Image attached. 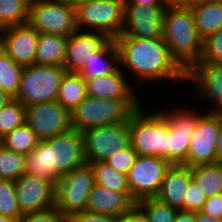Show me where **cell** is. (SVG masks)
<instances>
[{
	"mask_svg": "<svg viewBox=\"0 0 222 222\" xmlns=\"http://www.w3.org/2000/svg\"><path fill=\"white\" fill-rule=\"evenodd\" d=\"M114 41L118 49L119 68L126 75L130 74L129 77L133 75L132 81H137L138 87L147 82L151 86V82H155L159 84L157 86L163 84L164 87L166 81H186V72L171 57L163 38L117 37Z\"/></svg>",
	"mask_w": 222,
	"mask_h": 222,
	"instance_id": "obj_1",
	"label": "cell"
},
{
	"mask_svg": "<svg viewBox=\"0 0 222 222\" xmlns=\"http://www.w3.org/2000/svg\"><path fill=\"white\" fill-rule=\"evenodd\" d=\"M85 163L82 133L71 128L40 141L25 155V174L45 179L56 187L60 177Z\"/></svg>",
	"mask_w": 222,
	"mask_h": 222,
	"instance_id": "obj_2",
	"label": "cell"
},
{
	"mask_svg": "<svg viewBox=\"0 0 222 222\" xmlns=\"http://www.w3.org/2000/svg\"><path fill=\"white\" fill-rule=\"evenodd\" d=\"M163 40L171 57L187 72L202 56L203 40L198 35L188 6L167 7L163 13Z\"/></svg>",
	"mask_w": 222,
	"mask_h": 222,
	"instance_id": "obj_3",
	"label": "cell"
},
{
	"mask_svg": "<svg viewBox=\"0 0 222 222\" xmlns=\"http://www.w3.org/2000/svg\"><path fill=\"white\" fill-rule=\"evenodd\" d=\"M143 103H145L143 100H116L87 96L70 111L71 128L82 133L97 126L128 123L131 114Z\"/></svg>",
	"mask_w": 222,
	"mask_h": 222,
	"instance_id": "obj_4",
	"label": "cell"
},
{
	"mask_svg": "<svg viewBox=\"0 0 222 222\" xmlns=\"http://www.w3.org/2000/svg\"><path fill=\"white\" fill-rule=\"evenodd\" d=\"M146 108L142 104L129 118L130 146L140 156H156L167 160L169 125L157 109L150 111Z\"/></svg>",
	"mask_w": 222,
	"mask_h": 222,
	"instance_id": "obj_5",
	"label": "cell"
},
{
	"mask_svg": "<svg viewBox=\"0 0 222 222\" xmlns=\"http://www.w3.org/2000/svg\"><path fill=\"white\" fill-rule=\"evenodd\" d=\"M63 66L30 65L22 70L19 89L14 100L28 107L33 104L56 101Z\"/></svg>",
	"mask_w": 222,
	"mask_h": 222,
	"instance_id": "obj_6",
	"label": "cell"
},
{
	"mask_svg": "<svg viewBox=\"0 0 222 222\" xmlns=\"http://www.w3.org/2000/svg\"><path fill=\"white\" fill-rule=\"evenodd\" d=\"M125 0H86L75 7L78 30L101 32L110 39L122 31Z\"/></svg>",
	"mask_w": 222,
	"mask_h": 222,
	"instance_id": "obj_7",
	"label": "cell"
},
{
	"mask_svg": "<svg viewBox=\"0 0 222 222\" xmlns=\"http://www.w3.org/2000/svg\"><path fill=\"white\" fill-rule=\"evenodd\" d=\"M173 106L168 110L162 109L161 105L158 111L162 114L163 118L169 125L167 135V161L171 164H183L186 165V159L190 147V141L192 133L195 130L198 118L203 114L202 109L197 110L188 108V105ZM187 106V107H186ZM160 109V110H159ZM196 110V111H195ZM198 111V112H197Z\"/></svg>",
	"mask_w": 222,
	"mask_h": 222,
	"instance_id": "obj_8",
	"label": "cell"
},
{
	"mask_svg": "<svg viewBox=\"0 0 222 222\" xmlns=\"http://www.w3.org/2000/svg\"><path fill=\"white\" fill-rule=\"evenodd\" d=\"M95 185L90 163H85L59 178L56 185L55 207L66 218L86 210L88 197Z\"/></svg>",
	"mask_w": 222,
	"mask_h": 222,
	"instance_id": "obj_9",
	"label": "cell"
},
{
	"mask_svg": "<svg viewBox=\"0 0 222 222\" xmlns=\"http://www.w3.org/2000/svg\"><path fill=\"white\" fill-rule=\"evenodd\" d=\"M28 24L38 33L68 37L77 30L75 7L56 0H31Z\"/></svg>",
	"mask_w": 222,
	"mask_h": 222,
	"instance_id": "obj_10",
	"label": "cell"
},
{
	"mask_svg": "<svg viewBox=\"0 0 222 222\" xmlns=\"http://www.w3.org/2000/svg\"><path fill=\"white\" fill-rule=\"evenodd\" d=\"M87 163L105 162L130 146L128 123L107 124L82 132Z\"/></svg>",
	"mask_w": 222,
	"mask_h": 222,
	"instance_id": "obj_11",
	"label": "cell"
},
{
	"mask_svg": "<svg viewBox=\"0 0 222 222\" xmlns=\"http://www.w3.org/2000/svg\"><path fill=\"white\" fill-rule=\"evenodd\" d=\"M171 164L161 157L138 155L134 165L127 173L128 187L135 203L155 198L165 172Z\"/></svg>",
	"mask_w": 222,
	"mask_h": 222,
	"instance_id": "obj_12",
	"label": "cell"
},
{
	"mask_svg": "<svg viewBox=\"0 0 222 222\" xmlns=\"http://www.w3.org/2000/svg\"><path fill=\"white\" fill-rule=\"evenodd\" d=\"M167 8L124 1L123 26L118 37L163 38V13Z\"/></svg>",
	"mask_w": 222,
	"mask_h": 222,
	"instance_id": "obj_13",
	"label": "cell"
},
{
	"mask_svg": "<svg viewBox=\"0 0 222 222\" xmlns=\"http://www.w3.org/2000/svg\"><path fill=\"white\" fill-rule=\"evenodd\" d=\"M25 122L40 141L71 129L70 112L58 101L33 104L25 108Z\"/></svg>",
	"mask_w": 222,
	"mask_h": 222,
	"instance_id": "obj_14",
	"label": "cell"
},
{
	"mask_svg": "<svg viewBox=\"0 0 222 222\" xmlns=\"http://www.w3.org/2000/svg\"><path fill=\"white\" fill-rule=\"evenodd\" d=\"M192 133L186 166L213 164L216 162V143L219 131V116L204 110Z\"/></svg>",
	"mask_w": 222,
	"mask_h": 222,
	"instance_id": "obj_15",
	"label": "cell"
},
{
	"mask_svg": "<svg viewBox=\"0 0 222 222\" xmlns=\"http://www.w3.org/2000/svg\"><path fill=\"white\" fill-rule=\"evenodd\" d=\"M14 183L22 215L55 206L56 187L51 182L40 177L23 174Z\"/></svg>",
	"mask_w": 222,
	"mask_h": 222,
	"instance_id": "obj_16",
	"label": "cell"
},
{
	"mask_svg": "<svg viewBox=\"0 0 222 222\" xmlns=\"http://www.w3.org/2000/svg\"><path fill=\"white\" fill-rule=\"evenodd\" d=\"M111 39L101 32L76 30L68 36L63 67L66 72L79 73L93 54Z\"/></svg>",
	"mask_w": 222,
	"mask_h": 222,
	"instance_id": "obj_17",
	"label": "cell"
},
{
	"mask_svg": "<svg viewBox=\"0 0 222 222\" xmlns=\"http://www.w3.org/2000/svg\"><path fill=\"white\" fill-rule=\"evenodd\" d=\"M37 43L38 32L27 23L4 28L0 47L18 65L25 67L34 64Z\"/></svg>",
	"mask_w": 222,
	"mask_h": 222,
	"instance_id": "obj_18",
	"label": "cell"
},
{
	"mask_svg": "<svg viewBox=\"0 0 222 222\" xmlns=\"http://www.w3.org/2000/svg\"><path fill=\"white\" fill-rule=\"evenodd\" d=\"M186 83H193V95L199 99L197 103L207 102L206 111L211 110L221 99L222 94V64L212 62H197L186 72ZM197 96H196V95ZM201 100V101H200ZM210 106V107H209Z\"/></svg>",
	"mask_w": 222,
	"mask_h": 222,
	"instance_id": "obj_19",
	"label": "cell"
},
{
	"mask_svg": "<svg viewBox=\"0 0 222 222\" xmlns=\"http://www.w3.org/2000/svg\"><path fill=\"white\" fill-rule=\"evenodd\" d=\"M118 67L107 76L95 77L86 80V93L89 97L116 99V100H142L129 77ZM130 81V82H128ZM134 87V88H133Z\"/></svg>",
	"mask_w": 222,
	"mask_h": 222,
	"instance_id": "obj_20",
	"label": "cell"
},
{
	"mask_svg": "<svg viewBox=\"0 0 222 222\" xmlns=\"http://www.w3.org/2000/svg\"><path fill=\"white\" fill-rule=\"evenodd\" d=\"M135 204L130 192H118L95 184L89 194L86 211L120 218Z\"/></svg>",
	"mask_w": 222,
	"mask_h": 222,
	"instance_id": "obj_21",
	"label": "cell"
},
{
	"mask_svg": "<svg viewBox=\"0 0 222 222\" xmlns=\"http://www.w3.org/2000/svg\"><path fill=\"white\" fill-rule=\"evenodd\" d=\"M191 179L189 166L183 164L171 165L165 172L155 198L177 211H183L184 194Z\"/></svg>",
	"mask_w": 222,
	"mask_h": 222,
	"instance_id": "obj_22",
	"label": "cell"
},
{
	"mask_svg": "<svg viewBox=\"0 0 222 222\" xmlns=\"http://www.w3.org/2000/svg\"><path fill=\"white\" fill-rule=\"evenodd\" d=\"M196 30L202 40L222 29V1L206 0L190 3Z\"/></svg>",
	"mask_w": 222,
	"mask_h": 222,
	"instance_id": "obj_23",
	"label": "cell"
},
{
	"mask_svg": "<svg viewBox=\"0 0 222 222\" xmlns=\"http://www.w3.org/2000/svg\"><path fill=\"white\" fill-rule=\"evenodd\" d=\"M68 37L38 33L35 65L63 66Z\"/></svg>",
	"mask_w": 222,
	"mask_h": 222,
	"instance_id": "obj_24",
	"label": "cell"
},
{
	"mask_svg": "<svg viewBox=\"0 0 222 222\" xmlns=\"http://www.w3.org/2000/svg\"><path fill=\"white\" fill-rule=\"evenodd\" d=\"M118 67V49L114 39H111L100 51L92 55L88 63L79 71V74L87 80L107 76Z\"/></svg>",
	"mask_w": 222,
	"mask_h": 222,
	"instance_id": "obj_25",
	"label": "cell"
},
{
	"mask_svg": "<svg viewBox=\"0 0 222 222\" xmlns=\"http://www.w3.org/2000/svg\"><path fill=\"white\" fill-rule=\"evenodd\" d=\"M86 97V80L79 73L65 72L60 81L56 101L70 112Z\"/></svg>",
	"mask_w": 222,
	"mask_h": 222,
	"instance_id": "obj_26",
	"label": "cell"
},
{
	"mask_svg": "<svg viewBox=\"0 0 222 222\" xmlns=\"http://www.w3.org/2000/svg\"><path fill=\"white\" fill-rule=\"evenodd\" d=\"M190 170L207 198L222 194V169L216 163L194 165Z\"/></svg>",
	"mask_w": 222,
	"mask_h": 222,
	"instance_id": "obj_27",
	"label": "cell"
},
{
	"mask_svg": "<svg viewBox=\"0 0 222 222\" xmlns=\"http://www.w3.org/2000/svg\"><path fill=\"white\" fill-rule=\"evenodd\" d=\"M39 142L37 135L26 122L0 140V144L6 149L22 155L31 152Z\"/></svg>",
	"mask_w": 222,
	"mask_h": 222,
	"instance_id": "obj_28",
	"label": "cell"
},
{
	"mask_svg": "<svg viewBox=\"0 0 222 222\" xmlns=\"http://www.w3.org/2000/svg\"><path fill=\"white\" fill-rule=\"evenodd\" d=\"M95 184L118 191L130 192L127 182V174L119 172L106 162L90 163Z\"/></svg>",
	"mask_w": 222,
	"mask_h": 222,
	"instance_id": "obj_29",
	"label": "cell"
},
{
	"mask_svg": "<svg viewBox=\"0 0 222 222\" xmlns=\"http://www.w3.org/2000/svg\"><path fill=\"white\" fill-rule=\"evenodd\" d=\"M31 0H0V25L7 28L27 24Z\"/></svg>",
	"mask_w": 222,
	"mask_h": 222,
	"instance_id": "obj_30",
	"label": "cell"
},
{
	"mask_svg": "<svg viewBox=\"0 0 222 222\" xmlns=\"http://www.w3.org/2000/svg\"><path fill=\"white\" fill-rule=\"evenodd\" d=\"M23 66L18 65L0 47V90L15 97L21 79Z\"/></svg>",
	"mask_w": 222,
	"mask_h": 222,
	"instance_id": "obj_31",
	"label": "cell"
},
{
	"mask_svg": "<svg viewBox=\"0 0 222 222\" xmlns=\"http://www.w3.org/2000/svg\"><path fill=\"white\" fill-rule=\"evenodd\" d=\"M25 155L15 153L0 144V179L16 181L25 174Z\"/></svg>",
	"mask_w": 222,
	"mask_h": 222,
	"instance_id": "obj_32",
	"label": "cell"
},
{
	"mask_svg": "<svg viewBox=\"0 0 222 222\" xmlns=\"http://www.w3.org/2000/svg\"><path fill=\"white\" fill-rule=\"evenodd\" d=\"M25 106L16 100L0 110V140L25 123Z\"/></svg>",
	"mask_w": 222,
	"mask_h": 222,
	"instance_id": "obj_33",
	"label": "cell"
},
{
	"mask_svg": "<svg viewBox=\"0 0 222 222\" xmlns=\"http://www.w3.org/2000/svg\"><path fill=\"white\" fill-rule=\"evenodd\" d=\"M136 205L147 217L148 222H174L177 210L156 198L141 200Z\"/></svg>",
	"mask_w": 222,
	"mask_h": 222,
	"instance_id": "obj_34",
	"label": "cell"
},
{
	"mask_svg": "<svg viewBox=\"0 0 222 222\" xmlns=\"http://www.w3.org/2000/svg\"><path fill=\"white\" fill-rule=\"evenodd\" d=\"M0 215L16 222L23 216L18 205L14 181L0 179Z\"/></svg>",
	"mask_w": 222,
	"mask_h": 222,
	"instance_id": "obj_35",
	"label": "cell"
},
{
	"mask_svg": "<svg viewBox=\"0 0 222 222\" xmlns=\"http://www.w3.org/2000/svg\"><path fill=\"white\" fill-rule=\"evenodd\" d=\"M199 62L222 64V29L203 40L202 56Z\"/></svg>",
	"mask_w": 222,
	"mask_h": 222,
	"instance_id": "obj_36",
	"label": "cell"
},
{
	"mask_svg": "<svg viewBox=\"0 0 222 222\" xmlns=\"http://www.w3.org/2000/svg\"><path fill=\"white\" fill-rule=\"evenodd\" d=\"M207 197L192 178L184 194L183 211L199 212L206 201Z\"/></svg>",
	"mask_w": 222,
	"mask_h": 222,
	"instance_id": "obj_37",
	"label": "cell"
},
{
	"mask_svg": "<svg viewBox=\"0 0 222 222\" xmlns=\"http://www.w3.org/2000/svg\"><path fill=\"white\" fill-rule=\"evenodd\" d=\"M137 157L136 151L129 146L125 150L117 152L116 155L111 156L105 162L119 172L127 174Z\"/></svg>",
	"mask_w": 222,
	"mask_h": 222,
	"instance_id": "obj_38",
	"label": "cell"
},
{
	"mask_svg": "<svg viewBox=\"0 0 222 222\" xmlns=\"http://www.w3.org/2000/svg\"><path fill=\"white\" fill-rule=\"evenodd\" d=\"M17 222H68V218L54 206L46 210L24 214Z\"/></svg>",
	"mask_w": 222,
	"mask_h": 222,
	"instance_id": "obj_39",
	"label": "cell"
},
{
	"mask_svg": "<svg viewBox=\"0 0 222 222\" xmlns=\"http://www.w3.org/2000/svg\"><path fill=\"white\" fill-rule=\"evenodd\" d=\"M68 222H119V218L108 215L96 214L88 211H82L73 214Z\"/></svg>",
	"mask_w": 222,
	"mask_h": 222,
	"instance_id": "obj_40",
	"label": "cell"
},
{
	"mask_svg": "<svg viewBox=\"0 0 222 222\" xmlns=\"http://www.w3.org/2000/svg\"><path fill=\"white\" fill-rule=\"evenodd\" d=\"M200 212L222 219V194L208 197Z\"/></svg>",
	"mask_w": 222,
	"mask_h": 222,
	"instance_id": "obj_41",
	"label": "cell"
},
{
	"mask_svg": "<svg viewBox=\"0 0 222 222\" xmlns=\"http://www.w3.org/2000/svg\"><path fill=\"white\" fill-rule=\"evenodd\" d=\"M119 222H148L142 210L135 204L119 218Z\"/></svg>",
	"mask_w": 222,
	"mask_h": 222,
	"instance_id": "obj_42",
	"label": "cell"
},
{
	"mask_svg": "<svg viewBox=\"0 0 222 222\" xmlns=\"http://www.w3.org/2000/svg\"><path fill=\"white\" fill-rule=\"evenodd\" d=\"M174 222H196V212L177 211Z\"/></svg>",
	"mask_w": 222,
	"mask_h": 222,
	"instance_id": "obj_43",
	"label": "cell"
},
{
	"mask_svg": "<svg viewBox=\"0 0 222 222\" xmlns=\"http://www.w3.org/2000/svg\"><path fill=\"white\" fill-rule=\"evenodd\" d=\"M129 2L141 6H157L160 8H167L163 0H128Z\"/></svg>",
	"mask_w": 222,
	"mask_h": 222,
	"instance_id": "obj_44",
	"label": "cell"
},
{
	"mask_svg": "<svg viewBox=\"0 0 222 222\" xmlns=\"http://www.w3.org/2000/svg\"><path fill=\"white\" fill-rule=\"evenodd\" d=\"M222 156V117L219 116V131L216 143V157Z\"/></svg>",
	"mask_w": 222,
	"mask_h": 222,
	"instance_id": "obj_45",
	"label": "cell"
},
{
	"mask_svg": "<svg viewBox=\"0 0 222 222\" xmlns=\"http://www.w3.org/2000/svg\"><path fill=\"white\" fill-rule=\"evenodd\" d=\"M196 222H222V219L203 214L199 211L196 212Z\"/></svg>",
	"mask_w": 222,
	"mask_h": 222,
	"instance_id": "obj_46",
	"label": "cell"
},
{
	"mask_svg": "<svg viewBox=\"0 0 222 222\" xmlns=\"http://www.w3.org/2000/svg\"><path fill=\"white\" fill-rule=\"evenodd\" d=\"M167 7H184L190 4V0H163Z\"/></svg>",
	"mask_w": 222,
	"mask_h": 222,
	"instance_id": "obj_47",
	"label": "cell"
},
{
	"mask_svg": "<svg viewBox=\"0 0 222 222\" xmlns=\"http://www.w3.org/2000/svg\"><path fill=\"white\" fill-rule=\"evenodd\" d=\"M12 100H14V97H12L9 93L0 90V110L4 106L8 105Z\"/></svg>",
	"mask_w": 222,
	"mask_h": 222,
	"instance_id": "obj_48",
	"label": "cell"
},
{
	"mask_svg": "<svg viewBox=\"0 0 222 222\" xmlns=\"http://www.w3.org/2000/svg\"><path fill=\"white\" fill-rule=\"evenodd\" d=\"M209 111L217 116L222 117V94H221V99L219 100V102Z\"/></svg>",
	"mask_w": 222,
	"mask_h": 222,
	"instance_id": "obj_49",
	"label": "cell"
},
{
	"mask_svg": "<svg viewBox=\"0 0 222 222\" xmlns=\"http://www.w3.org/2000/svg\"><path fill=\"white\" fill-rule=\"evenodd\" d=\"M56 1H60L61 3L76 7L77 5L85 2L86 0H56Z\"/></svg>",
	"mask_w": 222,
	"mask_h": 222,
	"instance_id": "obj_50",
	"label": "cell"
},
{
	"mask_svg": "<svg viewBox=\"0 0 222 222\" xmlns=\"http://www.w3.org/2000/svg\"><path fill=\"white\" fill-rule=\"evenodd\" d=\"M0 222H16L14 219L0 215Z\"/></svg>",
	"mask_w": 222,
	"mask_h": 222,
	"instance_id": "obj_51",
	"label": "cell"
},
{
	"mask_svg": "<svg viewBox=\"0 0 222 222\" xmlns=\"http://www.w3.org/2000/svg\"><path fill=\"white\" fill-rule=\"evenodd\" d=\"M215 163L222 169V156H219Z\"/></svg>",
	"mask_w": 222,
	"mask_h": 222,
	"instance_id": "obj_52",
	"label": "cell"
},
{
	"mask_svg": "<svg viewBox=\"0 0 222 222\" xmlns=\"http://www.w3.org/2000/svg\"><path fill=\"white\" fill-rule=\"evenodd\" d=\"M2 33H3V27H1L0 25V45H1Z\"/></svg>",
	"mask_w": 222,
	"mask_h": 222,
	"instance_id": "obj_53",
	"label": "cell"
},
{
	"mask_svg": "<svg viewBox=\"0 0 222 222\" xmlns=\"http://www.w3.org/2000/svg\"><path fill=\"white\" fill-rule=\"evenodd\" d=\"M197 1H206V0H190V3H194V2H197Z\"/></svg>",
	"mask_w": 222,
	"mask_h": 222,
	"instance_id": "obj_54",
	"label": "cell"
}]
</instances>
